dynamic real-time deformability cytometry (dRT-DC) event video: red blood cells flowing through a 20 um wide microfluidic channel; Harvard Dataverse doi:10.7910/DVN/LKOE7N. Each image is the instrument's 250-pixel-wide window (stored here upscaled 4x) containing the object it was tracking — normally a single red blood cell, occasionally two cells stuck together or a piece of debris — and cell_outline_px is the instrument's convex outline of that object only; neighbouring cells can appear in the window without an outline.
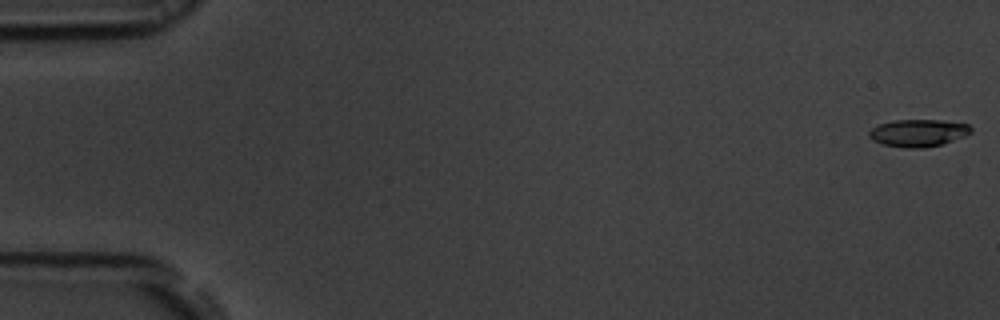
{"species": "common noctule bat (a hibernating species)", "species_latin": "Nyctalus noctula", "temperature_condition": "room temperature", "stored_images_in_passage": 53, "camera_frame_rate_fps": 3000, "um_per_image_px": 0.085, "animal": {"sex": "male", "body_mass_g": 19.5, "forearm_length_mm": 54.6}, "frame": {"image": 1, "passage_image": 1, "time_ms": 0.0, "image_size_px": [1000, 320], "cell_outline_px": [[972, 132], [964, 136], [940, 144], [924, 148], [904, 148], [880, 144], [872, 140], [868, 136], [868, 132], [872, 128], [880, 124], [896, 120], [940, 120], [968, 124], [972, 128]], "centroid_in_image_um": [78.02, 11.3], "position_along_channel_um": 7.0, "area_um2": 16.18}}
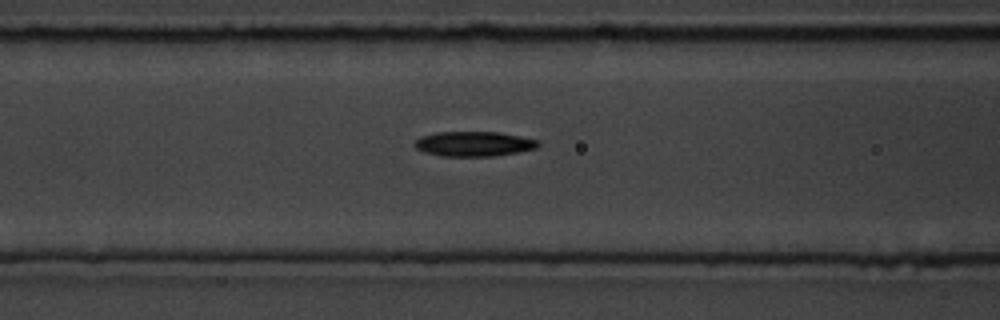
{"frame": {"image": 2, "passage_image": 22, "time_ms": 7.0, "image_size_px": [1000, 320], "cell_outline_px": [[540, 144], [536, 148], [516, 152], [492, 156], [444, 156], [424, 152], [416, 148], [412, 144], [420, 136], [436, 132], [500, 132], [540, 140]], "centroid_in_image_um": [40.26, 12.22], "position_along_channel_um": 126.3, "area_um2": 17.92}}
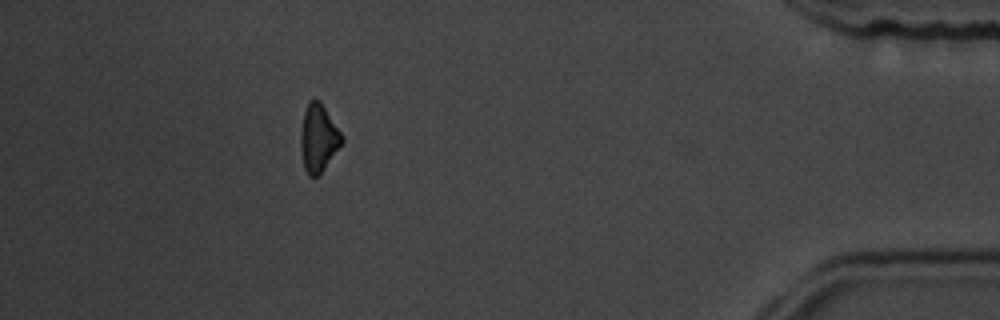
{"frame": {"image": 3, "passage_image": 48, "time_ms": 15.667, "image_size_px": [1000, 320], "cell_outline_px": [[344, 140], [324, 168], [316, 176], [308, 176], [304, 168], [300, 148], [300, 132], [304, 112], [308, 100], [320, 100], [344, 136]], "centroid_in_image_um": [27.05, 11.71], "position_along_channel_um": 408.1, "area_um2": 16.18}, "authors_computed_cell_mechanics": {"area_um2": 17.1088, "velocity_mm_per_s": 3.8724, "shape_relaxation_time_tau1_ms": 4.0333, "shape_relaxation_time_tau2_ms": null, "deformation_change_tau1": 0.1083, "deformation_change_tau2": null}}